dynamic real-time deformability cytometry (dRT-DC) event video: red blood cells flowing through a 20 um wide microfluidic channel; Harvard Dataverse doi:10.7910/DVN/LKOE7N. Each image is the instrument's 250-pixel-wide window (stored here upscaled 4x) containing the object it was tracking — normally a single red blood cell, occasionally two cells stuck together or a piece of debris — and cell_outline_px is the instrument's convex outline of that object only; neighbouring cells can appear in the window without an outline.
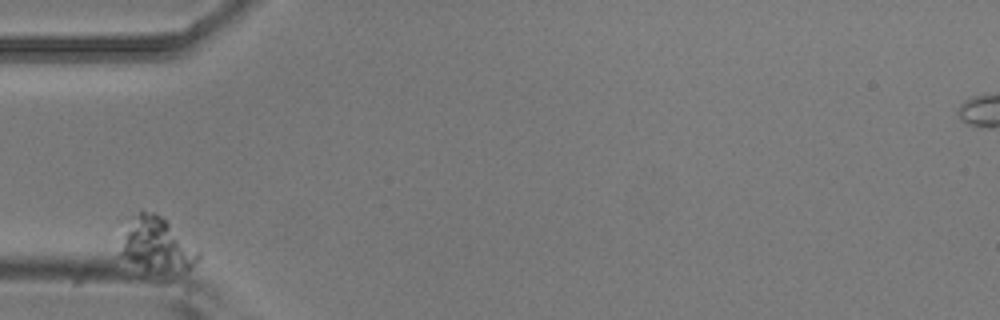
{"species": "common noctule bat (a hibernating species)", "species_latin": "Nyctalus noctula", "temperature_condition": "room temperature", "stored_images_in_passage": 2, "camera_frame_rate_fps": 3000, "um_per_image_px": 0.085, "animal": {"sex": "male", "body_mass_g": 20.5, "forearm_length_mm": 52.5}, "frame": {"image": 1, "passage_image": 1, "time_ms": 0.0, "image_size_px": [1000, 320], "cell_outline_px": [[200, 256], [188, 268], [184, 268], [144, 264], [120, 256], [120, 252], [136, 212], [140, 208], [156, 212], [200, 252]], "centroid_in_image_um": [13.36, 20.63], "position_along_channel_um": 71.6, "area_um2": 21.5}}